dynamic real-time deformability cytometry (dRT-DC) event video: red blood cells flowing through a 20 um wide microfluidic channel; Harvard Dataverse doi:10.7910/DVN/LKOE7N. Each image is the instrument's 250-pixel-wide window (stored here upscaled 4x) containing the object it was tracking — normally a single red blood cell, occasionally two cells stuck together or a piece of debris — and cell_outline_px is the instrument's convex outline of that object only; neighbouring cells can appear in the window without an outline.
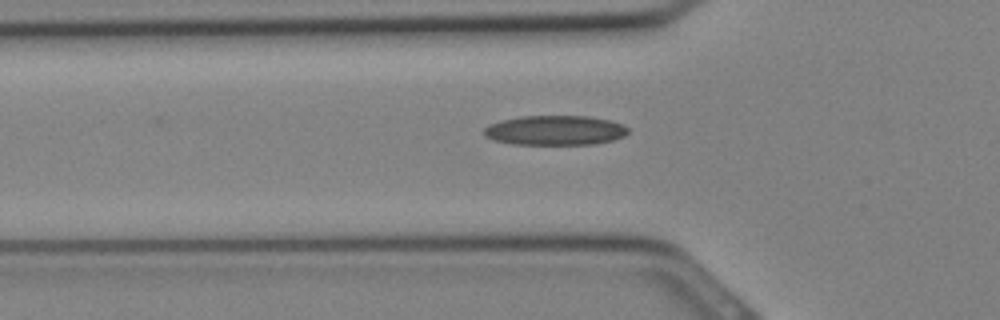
{"species": "Egyptian fruit bat (a non-hibernating species)", "species_latin": "Rousettus aegyptiacus", "temperature_condition": "cold", "stored_images_in_passage": 4, "camera_frame_rate_fps": 3000, "um_per_image_px": 0.085, "animal": {"sex": "female"}, "frame": {"image": 1, "passage_image": 3, "time_ms": 0.667, "image_size_px": [1000, 320], "cell_outline_px": [[628, 132], [624, 136], [612, 140], [592, 144], [512, 144], [492, 140], [484, 136], [484, 128], [488, 124], [500, 120], [520, 116], [588, 116], [608, 120], [624, 124], [628, 128]], "centroid_in_image_um": [47.14, 11.07], "position_along_channel_um": 78.7, "area_um2": 25.03}}